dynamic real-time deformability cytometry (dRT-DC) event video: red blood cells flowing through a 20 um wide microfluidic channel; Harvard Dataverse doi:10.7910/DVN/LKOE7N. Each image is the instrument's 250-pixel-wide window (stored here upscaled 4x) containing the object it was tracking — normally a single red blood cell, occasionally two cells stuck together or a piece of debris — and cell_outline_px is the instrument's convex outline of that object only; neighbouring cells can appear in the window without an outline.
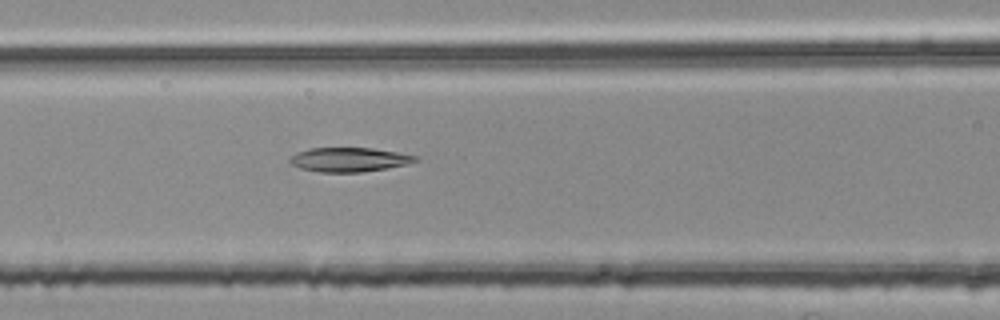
{"species": "common noctule bat (a hibernating species)", "species_latin": "Nyctalus noctula", "temperature_condition": "room temperature", "stored_images_in_passage": 54, "segment_of_instrument_passage": [2, 2], "camera_frame_rate_fps": 3000, "um_per_image_px": 0.085, "animal": {"sex": "female", "body_mass_g": 25.1}, "frame": {"image": 1, "passage_image": 23, "time_ms": 7.333, "image_size_px": [1000, 320], "cell_outline_px": [[420, 156], [416, 160], [408, 164], [360, 172], [320, 172], [300, 168], [292, 164], [288, 160], [288, 156], [296, 152], [308, 148], [372, 148]], "centroid_in_image_um": [29.62, 13.56], "position_along_channel_um": 137.0, "area_um2": 17.69}}
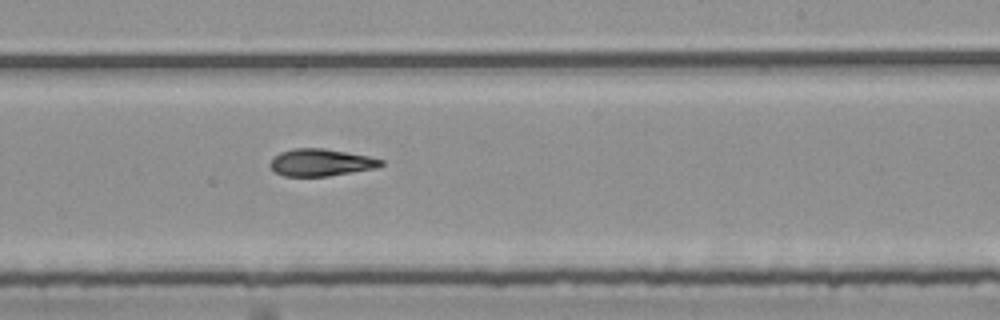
{"frame": {"image": 2, "passage_image": 33, "time_ms": 10.667, "image_size_px": [1000, 320], "cell_outline_px": [[384, 164], [372, 168], [328, 176], [284, 176], [276, 172], [272, 168], [272, 156], [280, 152], [292, 148], [324, 148], [368, 156], [384, 160]], "centroid_in_image_um": [27.25, 13.8], "position_along_channel_um": 261.8, "area_um2": 17.28}}
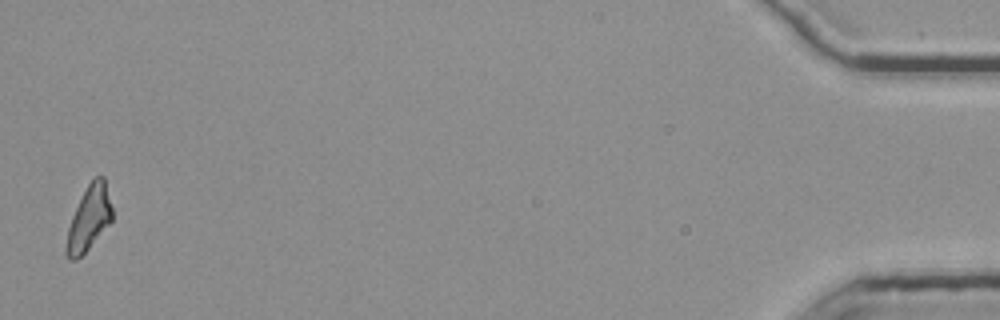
{"frame": {"image": 3, "passage_image": 54, "time_ms": 17.667, "image_size_px": [1000, 320], "cell_outline_px": [[112, 220], [88, 248], [76, 260], [68, 260], [64, 252], [64, 248], [68, 228], [72, 216], [88, 184], [96, 176], [104, 176], [112, 208]], "centroid_in_image_um": [7.54, 18.59], "position_along_channel_um": 427.7, "area_um2": 16.94}}